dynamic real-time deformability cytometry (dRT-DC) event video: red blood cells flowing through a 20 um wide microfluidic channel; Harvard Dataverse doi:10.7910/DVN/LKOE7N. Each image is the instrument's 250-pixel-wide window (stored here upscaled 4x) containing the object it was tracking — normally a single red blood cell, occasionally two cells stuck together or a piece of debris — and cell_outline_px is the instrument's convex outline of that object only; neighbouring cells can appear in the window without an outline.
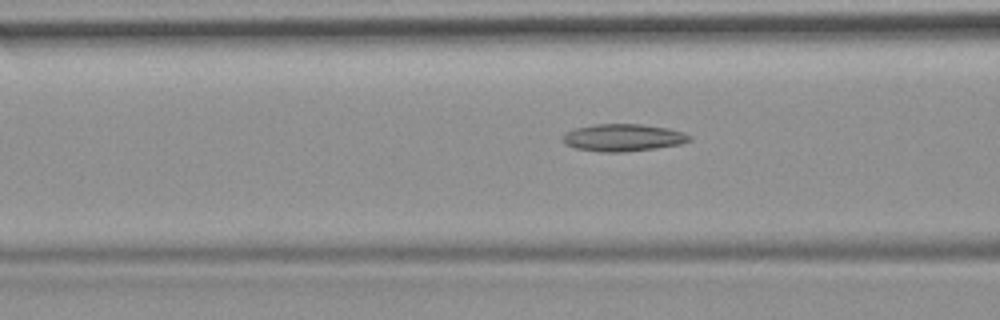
{"species": "common noctule bat (a hibernating species)", "species_latin": "Nyctalus noctula", "temperature_condition": "room temperature", "stored_images_in_passage": 9, "camera_frame_rate_fps": 3000, "um_per_image_px": 0.085, "animal": {"sex": "female", "body_mass_g": 19.9}, "frame": {"image": 1, "passage_image": 7, "time_ms": 2.0, "image_size_px": [1000, 320], "cell_outline_px": [[692, 140], [680, 144], [656, 148], [624, 152], [600, 152], [576, 148], [564, 144], [560, 140], [568, 132], [576, 128], [596, 124], [640, 124], [668, 128], [684, 132], [692, 136]], "centroid_in_image_um": [52.98, 11.7], "position_along_channel_um": 113.6, "area_um2": 20.17}}